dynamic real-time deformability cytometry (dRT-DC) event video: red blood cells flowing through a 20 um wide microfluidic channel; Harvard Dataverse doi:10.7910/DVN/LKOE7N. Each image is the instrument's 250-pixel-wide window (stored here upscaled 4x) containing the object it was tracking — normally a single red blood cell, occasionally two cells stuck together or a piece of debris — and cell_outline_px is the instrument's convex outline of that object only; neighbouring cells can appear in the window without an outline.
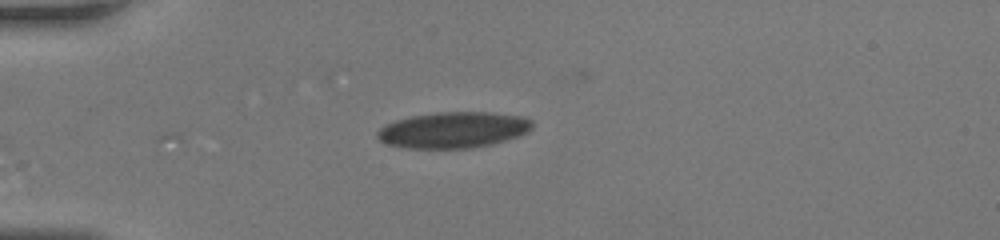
{"species": "human", "species_latin": "Homo sapiens", "temperature_condition": "room temperature", "stored_images_in_passage": 26, "camera_frame_rate_fps": 3000, "um_per_image_px": 0.085, "donor": {"sex": "female"}, "frame": {"image": 1, "passage_image": 1, "time_ms": 0.0, "image_size_px": [1000, 240], "cell_outline_px": [[532, 128], [528, 132], [492, 144], [468, 148], [404, 148], [388, 144], [380, 140], [376, 136], [376, 132], [384, 124], [396, 120], [412, 116], [436, 112], [492, 112], [524, 116], [532, 120]], "centroid_in_image_um": [38.52, 11.03], "position_along_channel_um": 46.5, "area_um2": 32.6}}
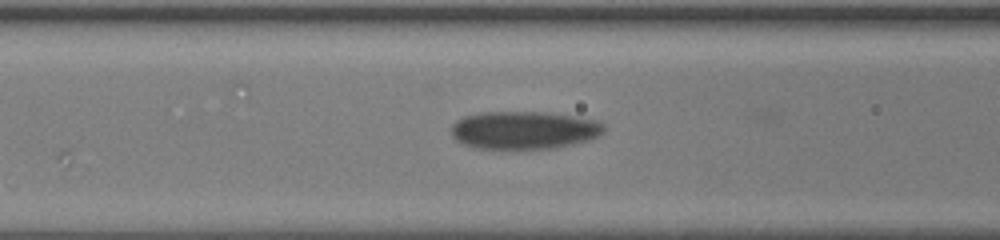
{"frame": {"image": 2, "passage_image": 8, "time_ms": 2.333, "image_size_px": [1000, 240], "cell_outline_px": [[604, 132], [588, 140], [556, 148], [476, 148], [464, 144], [456, 140], [452, 136], [452, 124], [456, 120], [464, 116], [484, 112], [544, 112], [600, 120], [604, 124]], "centroid_in_image_um": [44.55, 11.05], "position_along_channel_um": 122.1, "area_um2": 33.58}}
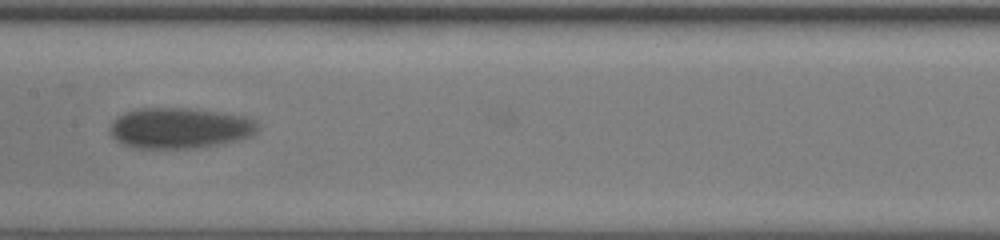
{"frame": {"image": 3, "passage_image": 13, "time_ms": 4.0, "image_size_px": [1000, 240], "cell_outline_px": [[260, 128], [252, 136], [236, 140], [196, 148], [136, 148], [124, 144], [116, 140], [112, 136], [108, 128], [112, 120], [124, 112], [136, 108], [192, 108], [248, 116], [256, 120]], "centroid_in_image_um": [15.28, 10.87], "position_along_channel_um": 192.1, "area_um2": 35.43}}